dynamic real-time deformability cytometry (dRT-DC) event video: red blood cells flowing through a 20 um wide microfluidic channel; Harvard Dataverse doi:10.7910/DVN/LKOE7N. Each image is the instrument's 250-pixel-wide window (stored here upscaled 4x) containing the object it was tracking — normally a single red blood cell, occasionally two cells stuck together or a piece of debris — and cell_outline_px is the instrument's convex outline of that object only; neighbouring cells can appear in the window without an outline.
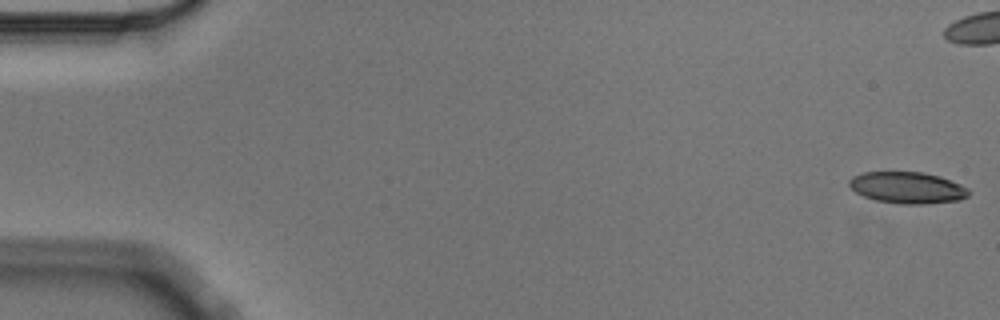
{"species": "Egyptian fruit bat (a non-hibernating species)", "species_latin": "Rousettus aegyptiacus", "temperature_condition": "cold", "stored_images_in_passage": 8, "camera_frame_rate_fps": 3000, "um_per_image_px": 0.085, "animal": {"sex": "male"}, "frame": {"image": 1, "passage_image": 1, "time_ms": 0.0, "image_size_px": [1000, 320], "cell_outline_px": [[972, 192], [968, 196], [960, 200], [924, 204], [896, 204], [876, 200], [864, 196], [856, 192], [848, 184], [848, 180], [852, 176], [864, 172], [924, 172], [940, 176], [960, 184], [968, 188]], "centroid_in_image_um": [77.15, 15.95], "position_along_channel_um": 7.9, "area_um2": 22.14}}
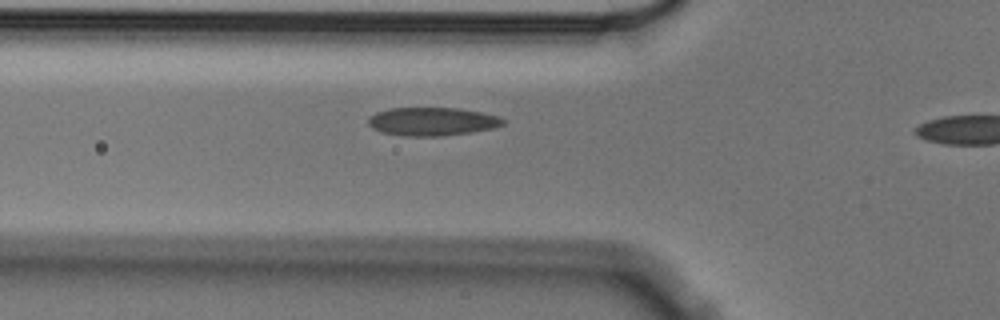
{"frame": {"image": 2, "passage_image": 7, "time_ms": 2.0, "image_size_px": [1000, 320], "cell_outline_px": [[504, 124], [492, 128], [472, 132], [444, 136], [404, 136], [380, 132], [372, 128], [368, 124], [368, 116], [376, 112], [388, 108], [456, 108], [480, 112], [496, 116], [504, 120]], "centroid_in_image_um": [36.67, 10.33], "position_along_channel_um": 89.1, "area_um2": 22.25}}